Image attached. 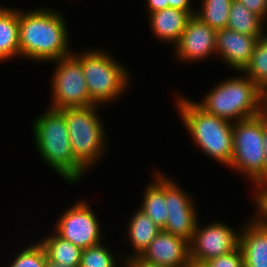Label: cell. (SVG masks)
<instances>
[{
	"instance_id": "obj_1",
	"label": "cell",
	"mask_w": 267,
	"mask_h": 267,
	"mask_svg": "<svg viewBox=\"0 0 267 267\" xmlns=\"http://www.w3.org/2000/svg\"><path fill=\"white\" fill-rule=\"evenodd\" d=\"M65 20L61 12L50 8L19 10L20 57L53 63L71 55Z\"/></svg>"
},
{
	"instance_id": "obj_2",
	"label": "cell",
	"mask_w": 267,
	"mask_h": 267,
	"mask_svg": "<svg viewBox=\"0 0 267 267\" xmlns=\"http://www.w3.org/2000/svg\"><path fill=\"white\" fill-rule=\"evenodd\" d=\"M33 122L34 143L43 161L67 184L76 183L86 170L76 161L70 144L65 115L48 107Z\"/></svg>"
},
{
	"instance_id": "obj_3",
	"label": "cell",
	"mask_w": 267,
	"mask_h": 267,
	"mask_svg": "<svg viewBox=\"0 0 267 267\" xmlns=\"http://www.w3.org/2000/svg\"><path fill=\"white\" fill-rule=\"evenodd\" d=\"M177 109L194 143L210 158L230 166L233 153V122L204 111L195 101L177 97Z\"/></svg>"
},
{
	"instance_id": "obj_4",
	"label": "cell",
	"mask_w": 267,
	"mask_h": 267,
	"mask_svg": "<svg viewBox=\"0 0 267 267\" xmlns=\"http://www.w3.org/2000/svg\"><path fill=\"white\" fill-rule=\"evenodd\" d=\"M196 103L207 113L234 123L263 112V90L241 74L219 82Z\"/></svg>"
},
{
	"instance_id": "obj_5",
	"label": "cell",
	"mask_w": 267,
	"mask_h": 267,
	"mask_svg": "<svg viewBox=\"0 0 267 267\" xmlns=\"http://www.w3.org/2000/svg\"><path fill=\"white\" fill-rule=\"evenodd\" d=\"M72 55L81 63L88 93L95 105L117 100L130 85L128 69L101 49L82 51Z\"/></svg>"
},
{
	"instance_id": "obj_6",
	"label": "cell",
	"mask_w": 267,
	"mask_h": 267,
	"mask_svg": "<svg viewBox=\"0 0 267 267\" xmlns=\"http://www.w3.org/2000/svg\"><path fill=\"white\" fill-rule=\"evenodd\" d=\"M98 107L60 109L65 115L73 155L85 170L97 164L107 148L106 130L98 115Z\"/></svg>"
},
{
	"instance_id": "obj_7",
	"label": "cell",
	"mask_w": 267,
	"mask_h": 267,
	"mask_svg": "<svg viewBox=\"0 0 267 267\" xmlns=\"http://www.w3.org/2000/svg\"><path fill=\"white\" fill-rule=\"evenodd\" d=\"M263 112L234 122L233 153L228 168L243 173L252 183L264 181Z\"/></svg>"
},
{
	"instance_id": "obj_8",
	"label": "cell",
	"mask_w": 267,
	"mask_h": 267,
	"mask_svg": "<svg viewBox=\"0 0 267 267\" xmlns=\"http://www.w3.org/2000/svg\"><path fill=\"white\" fill-rule=\"evenodd\" d=\"M53 62L57 66L51 77L52 104L49 107L65 109L95 105L90 99L81 63L72 54Z\"/></svg>"
},
{
	"instance_id": "obj_9",
	"label": "cell",
	"mask_w": 267,
	"mask_h": 267,
	"mask_svg": "<svg viewBox=\"0 0 267 267\" xmlns=\"http://www.w3.org/2000/svg\"><path fill=\"white\" fill-rule=\"evenodd\" d=\"M91 209L87 202L77 201L60 215L54 232L81 249L101 243V226Z\"/></svg>"
},
{
	"instance_id": "obj_10",
	"label": "cell",
	"mask_w": 267,
	"mask_h": 267,
	"mask_svg": "<svg viewBox=\"0 0 267 267\" xmlns=\"http://www.w3.org/2000/svg\"><path fill=\"white\" fill-rule=\"evenodd\" d=\"M240 230L235 231L221 221H215L203 228L196 224L189 242L191 262L205 263L211 258L228 254L239 247Z\"/></svg>"
},
{
	"instance_id": "obj_11",
	"label": "cell",
	"mask_w": 267,
	"mask_h": 267,
	"mask_svg": "<svg viewBox=\"0 0 267 267\" xmlns=\"http://www.w3.org/2000/svg\"><path fill=\"white\" fill-rule=\"evenodd\" d=\"M179 186L176 181L165 176V203L168 217L162 230L190 242L198 222L197 208L192 196Z\"/></svg>"
},
{
	"instance_id": "obj_12",
	"label": "cell",
	"mask_w": 267,
	"mask_h": 267,
	"mask_svg": "<svg viewBox=\"0 0 267 267\" xmlns=\"http://www.w3.org/2000/svg\"><path fill=\"white\" fill-rule=\"evenodd\" d=\"M216 32V29L192 16L179 42L174 45L177 60L194 63L216 54Z\"/></svg>"
},
{
	"instance_id": "obj_13",
	"label": "cell",
	"mask_w": 267,
	"mask_h": 267,
	"mask_svg": "<svg viewBox=\"0 0 267 267\" xmlns=\"http://www.w3.org/2000/svg\"><path fill=\"white\" fill-rule=\"evenodd\" d=\"M141 257L166 267H188L190 263L189 242L184 238L161 230L150 242Z\"/></svg>"
},
{
	"instance_id": "obj_14",
	"label": "cell",
	"mask_w": 267,
	"mask_h": 267,
	"mask_svg": "<svg viewBox=\"0 0 267 267\" xmlns=\"http://www.w3.org/2000/svg\"><path fill=\"white\" fill-rule=\"evenodd\" d=\"M260 38L240 34L228 28L219 29L216 32V55L230 68L241 72L249 63Z\"/></svg>"
},
{
	"instance_id": "obj_15",
	"label": "cell",
	"mask_w": 267,
	"mask_h": 267,
	"mask_svg": "<svg viewBox=\"0 0 267 267\" xmlns=\"http://www.w3.org/2000/svg\"><path fill=\"white\" fill-rule=\"evenodd\" d=\"M239 247L244 267H267V226L253 218L244 223L240 230Z\"/></svg>"
},
{
	"instance_id": "obj_16",
	"label": "cell",
	"mask_w": 267,
	"mask_h": 267,
	"mask_svg": "<svg viewBox=\"0 0 267 267\" xmlns=\"http://www.w3.org/2000/svg\"><path fill=\"white\" fill-rule=\"evenodd\" d=\"M196 11H184L165 8L149 14L150 26L153 34L160 41L177 44L185 30L188 21ZM162 39V40H161Z\"/></svg>"
},
{
	"instance_id": "obj_17",
	"label": "cell",
	"mask_w": 267,
	"mask_h": 267,
	"mask_svg": "<svg viewBox=\"0 0 267 267\" xmlns=\"http://www.w3.org/2000/svg\"><path fill=\"white\" fill-rule=\"evenodd\" d=\"M159 172V173H158ZM154 180L145 187L140 209L161 229L167 222V204L165 203V175L156 170Z\"/></svg>"
},
{
	"instance_id": "obj_18",
	"label": "cell",
	"mask_w": 267,
	"mask_h": 267,
	"mask_svg": "<svg viewBox=\"0 0 267 267\" xmlns=\"http://www.w3.org/2000/svg\"><path fill=\"white\" fill-rule=\"evenodd\" d=\"M128 240L133 247V254H128L122 260L125 262L130 257L141 256L148 248L150 242L162 230L140 208L134 213L128 224Z\"/></svg>"
},
{
	"instance_id": "obj_19",
	"label": "cell",
	"mask_w": 267,
	"mask_h": 267,
	"mask_svg": "<svg viewBox=\"0 0 267 267\" xmlns=\"http://www.w3.org/2000/svg\"><path fill=\"white\" fill-rule=\"evenodd\" d=\"M20 56L19 9L0 6V62Z\"/></svg>"
},
{
	"instance_id": "obj_20",
	"label": "cell",
	"mask_w": 267,
	"mask_h": 267,
	"mask_svg": "<svg viewBox=\"0 0 267 267\" xmlns=\"http://www.w3.org/2000/svg\"><path fill=\"white\" fill-rule=\"evenodd\" d=\"M264 20L249 10L238 0H233L230 7L227 28L240 34L253 37H264L266 35Z\"/></svg>"
},
{
	"instance_id": "obj_21",
	"label": "cell",
	"mask_w": 267,
	"mask_h": 267,
	"mask_svg": "<svg viewBox=\"0 0 267 267\" xmlns=\"http://www.w3.org/2000/svg\"><path fill=\"white\" fill-rule=\"evenodd\" d=\"M52 233L39 241L45 249L47 259L66 266H79L82 249L60 237L56 232Z\"/></svg>"
},
{
	"instance_id": "obj_22",
	"label": "cell",
	"mask_w": 267,
	"mask_h": 267,
	"mask_svg": "<svg viewBox=\"0 0 267 267\" xmlns=\"http://www.w3.org/2000/svg\"><path fill=\"white\" fill-rule=\"evenodd\" d=\"M233 0H202L195 16L216 30L227 28L230 7ZM200 10V11H199Z\"/></svg>"
},
{
	"instance_id": "obj_23",
	"label": "cell",
	"mask_w": 267,
	"mask_h": 267,
	"mask_svg": "<svg viewBox=\"0 0 267 267\" xmlns=\"http://www.w3.org/2000/svg\"><path fill=\"white\" fill-rule=\"evenodd\" d=\"M242 72L263 91L267 88V35L257 41L252 57Z\"/></svg>"
},
{
	"instance_id": "obj_24",
	"label": "cell",
	"mask_w": 267,
	"mask_h": 267,
	"mask_svg": "<svg viewBox=\"0 0 267 267\" xmlns=\"http://www.w3.org/2000/svg\"><path fill=\"white\" fill-rule=\"evenodd\" d=\"M114 254L102 243L82 249L79 267H117Z\"/></svg>"
},
{
	"instance_id": "obj_25",
	"label": "cell",
	"mask_w": 267,
	"mask_h": 267,
	"mask_svg": "<svg viewBox=\"0 0 267 267\" xmlns=\"http://www.w3.org/2000/svg\"><path fill=\"white\" fill-rule=\"evenodd\" d=\"M16 255L9 267H46L47 255L39 241L27 245Z\"/></svg>"
},
{
	"instance_id": "obj_26",
	"label": "cell",
	"mask_w": 267,
	"mask_h": 267,
	"mask_svg": "<svg viewBox=\"0 0 267 267\" xmlns=\"http://www.w3.org/2000/svg\"><path fill=\"white\" fill-rule=\"evenodd\" d=\"M257 188L254 195L257 214L253 218L257 223L267 226V181L257 182L254 188Z\"/></svg>"
},
{
	"instance_id": "obj_27",
	"label": "cell",
	"mask_w": 267,
	"mask_h": 267,
	"mask_svg": "<svg viewBox=\"0 0 267 267\" xmlns=\"http://www.w3.org/2000/svg\"><path fill=\"white\" fill-rule=\"evenodd\" d=\"M205 263L209 267H244L243 254L240 247L228 254L211 258Z\"/></svg>"
},
{
	"instance_id": "obj_28",
	"label": "cell",
	"mask_w": 267,
	"mask_h": 267,
	"mask_svg": "<svg viewBox=\"0 0 267 267\" xmlns=\"http://www.w3.org/2000/svg\"><path fill=\"white\" fill-rule=\"evenodd\" d=\"M264 21L267 18V0H238Z\"/></svg>"
},
{
	"instance_id": "obj_29",
	"label": "cell",
	"mask_w": 267,
	"mask_h": 267,
	"mask_svg": "<svg viewBox=\"0 0 267 267\" xmlns=\"http://www.w3.org/2000/svg\"><path fill=\"white\" fill-rule=\"evenodd\" d=\"M124 267H166L156 263L149 262L141 256L130 257L124 262Z\"/></svg>"
},
{
	"instance_id": "obj_30",
	"label": "cell",
	"mask_w": 267,
	"mask_h": 267,
	"mask_svg": "<svg viewBox=\"0 0 267 267\" xmlns=\"http://www.w3.org/2000/svg\"><path fill=\"white\" fill-rule=\"evenodd\" d=\"M148 14L169 8L168 0H146Z\"/></svg>"
},
{
	"instance_id": "obj_31",
	"label": "cell",
	"mask_w": 267,
	"mask_h": 267,
	"mask_svg": "<svg viewBox=\"0 0 267 267\" xmlns=\"http://www.w3.org/2000/svg\"><path fill=\"white\" fill-rule=\"evenodd\" d=\"M191 0H168L169 7L184 11H196L192 8Z\"/></svg>"
},
{
	"instance_id": "obj_32",
	"label": "cell",
	"mask_w": 267,
	"mask_h": 267,
	"mask_svg": "<svg viewBox=\"0 0 267 267\" xmlns=\"http://www.w3.org/2000/svg\"><path fill=\"white\" fill-rule=\"evenodd\" d=\"M263 146H264V181H267V115L263 112Z\"/></svg>"
},
{
	"instance_id": "obj_33",
	"label": "cell",
	"mask_w": 267,
	"mask_h": 267,
	"mask_svg": "<svg viewBox=\"0 0 267 267\" xmlns=\"http://www.w3.org/2000/svg\"><path fill=\"white\" fill-rule=\"evenodd\" d=\"M46 267H79V266H66L63 264L55 263L47 259Z\"/></svg>"
},
{
	"instance_id": "obj_34",
	"label": "cell",
	"mask_w": 267,
	"mask_h": 267,
	"mask_svg": "<svg viewBox=\"0 0 267 267\" xmlns=\"http://www.w3.org/2000/svg\"><path fill=\"white\" fill-rule=\"evenodd\" d=\"M263 112L267 115V88L263 91Z\"/></svg>"
},
{
	"instance_id": "obj_35",
	"label": "cell",
	"mask_w": 267,
	"mask_h": 267,
	"mask_svg": "<svg viewBox=\"0 0 267 267\" xmlns=\"http://www.w3.org/2000/svg\"><path fill=\"white\" fill-rule=\"evenodd\" d=\"M188 267H209L206 263L201 262H191L189 263Z\"/></svg>"
}]
</instances>
